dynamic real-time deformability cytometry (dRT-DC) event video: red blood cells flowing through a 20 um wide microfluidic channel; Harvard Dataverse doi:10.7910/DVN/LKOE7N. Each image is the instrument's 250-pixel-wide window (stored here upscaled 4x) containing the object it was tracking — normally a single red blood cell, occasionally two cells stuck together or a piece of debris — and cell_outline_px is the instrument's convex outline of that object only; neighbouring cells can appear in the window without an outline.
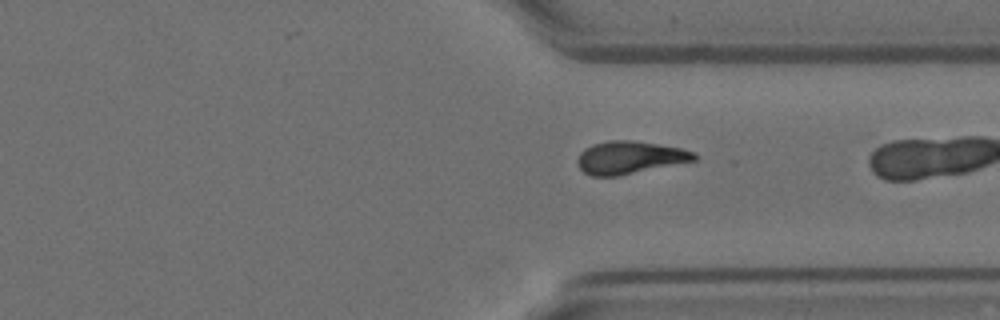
{"species": "Egyptian fruit bat (a non-hibernating species)", "species_latin": "Rousettus aegyptiacus", "temperature_condition": "room temperature", "stored_images_in_passage": 41, "camera_frame_rate_fps": 3000, "um_per_image_px": 0.085, "animal": {"sex": "female"}, "frame": {"image": 1, "passage_image": 40, "time_ms": 13.0, "image_size_px": [1000, 320], "cell_outline_px": [[696, 160], [620, 176], [592, 176], [584, 172], [580, 168], [576, 160], [580, 152], [584, 148], [592, 144], [608, 140], [632, 140], [680, 148], [696, 152]], "centroid_in_image_um": [53.5, 13.39], "position_along_channel_um": 357.9, "area_um2": 22.31}}